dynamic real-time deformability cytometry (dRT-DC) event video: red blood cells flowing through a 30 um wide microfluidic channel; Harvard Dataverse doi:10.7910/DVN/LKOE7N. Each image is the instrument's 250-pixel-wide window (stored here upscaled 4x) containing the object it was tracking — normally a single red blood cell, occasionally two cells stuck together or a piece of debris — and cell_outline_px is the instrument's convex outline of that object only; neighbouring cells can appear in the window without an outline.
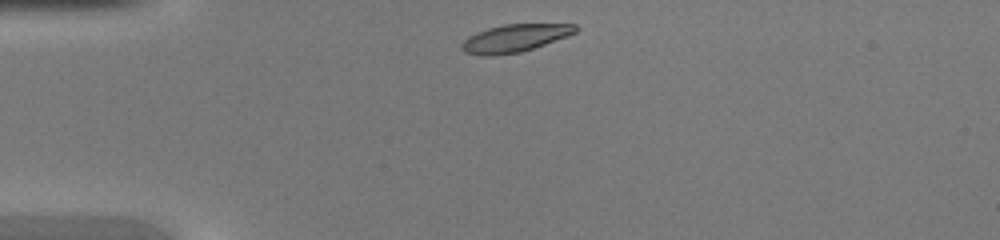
{"species": "common noctule bat (a hibernating species)", "species_latin": "Nyctalus noctula", "temperature_condition": "warm", "stored_images_in_passage": 36, "camera_frame_rate_fps": 3000, "um_per_image_px": 0.085, "animal": {"sex": "female", "body_mass_g": 20.0, "forearm_length_mm": 54.0}, "frame": {"image": 1, "passage_image": 1, "time_ms": 0.0, "image_size_px": [1000, 240], "cell_outline_px": [[580, 28], [576, 32], [568, 36], [520, 52], [492, 56], [480, 56], [464, 52], [460, 48], [460, 44], [468, 36], [476, 32], [488, 28], [504, 24], [576, 24]], "centroid_in_image_um": [43.72, 3.25], "position_along_channel_um": 41.3, "area_um2": 18.44}}
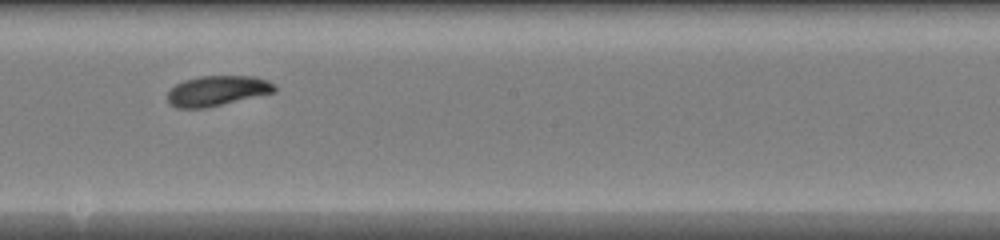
{"frame": {"image": 2, "passage_image": 16, "time_ms": 5.0, "image_size_px": [1000, 240], "cell_outline_px": [[276, 92], [204, 108], [176, 108], [168, 104], [168, 92], [176, 84], [184, 80], [200, 76], [252, 76], [268, 80], [276, 88]], "centroid_in_image_um": [18.44, 7.72], "position_along_channel_um": 229.8, "area_um2": 18.73}}
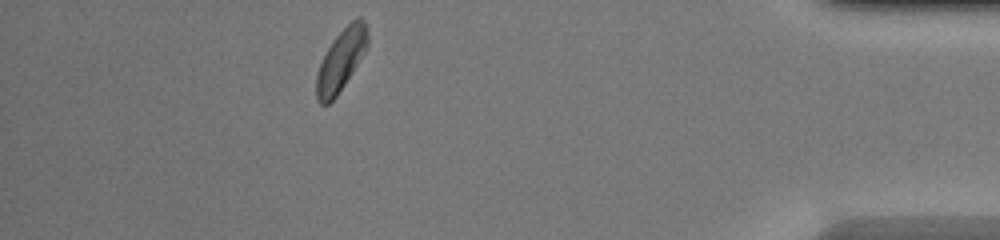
{"frame": {"image": 3, "passage_image": 31, "time_ms": 10.0, "image_size_px": [1000, 240], "cell_outline_px": [[368, 44], [364, 52], [344, 84], [336, 96], [328, 104], [320, 104], [316, 100], [316, 76], [320, 64], [328, 48], [336, 36], [356, 16], [360, 16], [364, 20], [368, 28]], "centroid_in_image_um": [28.99, 5.08], "position_along_channel_um": 406.2, "area_um2": 18.03}}